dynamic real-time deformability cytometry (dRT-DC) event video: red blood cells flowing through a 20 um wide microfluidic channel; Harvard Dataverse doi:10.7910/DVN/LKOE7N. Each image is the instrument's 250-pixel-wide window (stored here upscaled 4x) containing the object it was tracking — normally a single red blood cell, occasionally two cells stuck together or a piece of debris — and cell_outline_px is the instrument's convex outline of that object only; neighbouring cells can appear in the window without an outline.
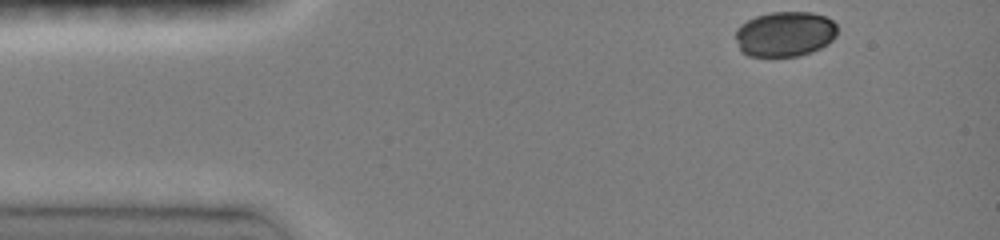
{"species": "common noctule bat (a hibernating species)", "species_latin": "Nyctalus noctula", "temperature_condition": "room temperature", "stored_images_in_passage": 25, "camera_frame_rate_fps": 3000, "um_per_image_px": 0.085, "animal": {"sex": "female", "body_mass_g": 19.0, "forearm_length_mm": 51.5}, "frame": {"image": 1, "passage_image": 1, "time_ms": 0.0, "image_size_px": [1000, 240], "cell_outline_px": [[836, 36], [828, 44], [812, 52], [800, 56], [748, 56], [740, 52], [736, 40], [736, 28], [740, 24], [756, 16], [772, 12], [812, 12], [824, 16], [832, 20], [836, 24]], "centroid_in_image_um": [66.71, 2.9], "position_along_channel_um": 18.3, "area_um2": 26.99}}
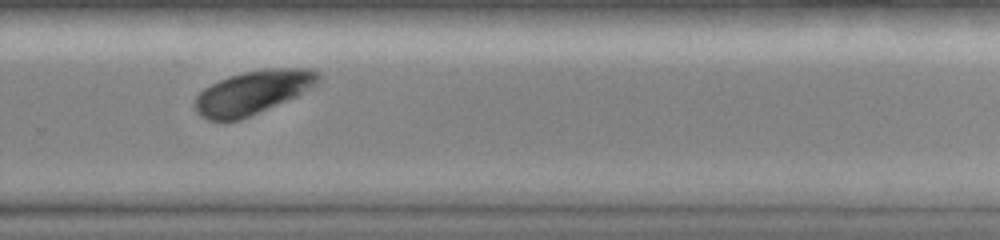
{"frame": {"image": 2, "passage_image": 22, "time_ms": 7.0, "image_size_px": [1000, 240], "cell_outline_px": [[320, 80], [316, 84], [296, 96], [240, 120], [208, 120], [200, 116], [196, 112], [196, 96], [204, 88], [220, 80], [244, 72], [264, 68], [312, 68], [320, 72]], "centroid_in_image_um": [21.51, 7.84], "position_along_channel_um": 308.3, "area_um2": 30.98}}
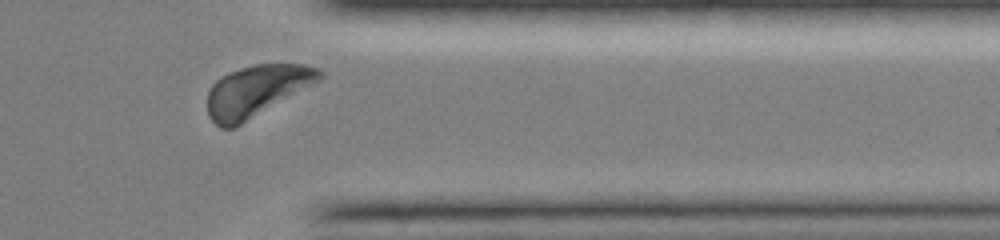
{"frame": {"image": 3, "passage_image": 24, "time_ms": 7.667, "image_size_px": [1000, 240], "cell_outline_px": [[324, 76], [320, 80], [240, 124], [232, 128], [220, 128], [208, 116], [208, 92], [212, 84], [220, 76], [228, 72], [240, 68], [256, 64], [304, 64], [320, 68], [324, 72]], "centroid_in_image_um": [21.79, 7.7], "position_along_channel_um": 389.6, "area_um2": 33.18}}